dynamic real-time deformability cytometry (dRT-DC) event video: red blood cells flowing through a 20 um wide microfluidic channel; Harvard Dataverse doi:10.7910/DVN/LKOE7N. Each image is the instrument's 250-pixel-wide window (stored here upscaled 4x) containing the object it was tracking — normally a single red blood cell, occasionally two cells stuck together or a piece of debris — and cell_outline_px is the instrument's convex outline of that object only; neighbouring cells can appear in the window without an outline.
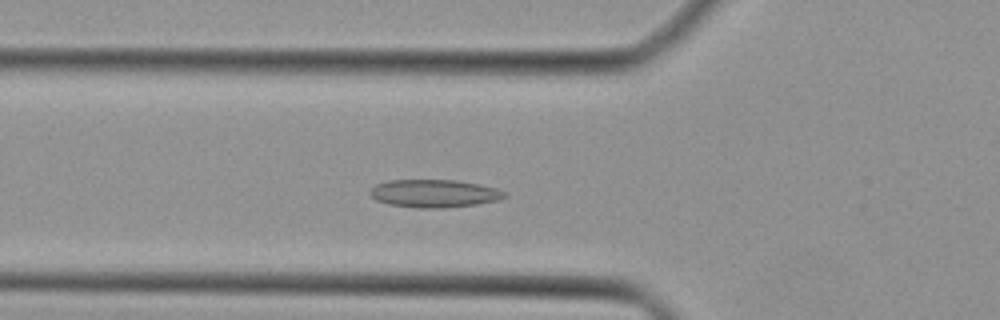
{"species": "Egyptian fruit bat (a non-hibernating species)", "species_latin": "Rousettus aegyptiacus", "temperature_condition": "cold", "stored_images_in_passage": 27, "camera_frame_rate_fps": 3000, "um_per_image_px": 0.085, "animal": {"sex": "female"}, "frame": {"image": 1, "passage_image": 12, "time_ms": 3.667, "image_size_px": [1000, 320], "cell_outline_px": [[508, 196], [500, 200], [476, 204], [444, 208], [420, 208], [388, 204], [376, 200], [368, 192], [376, 184], [388, 180], [456, 180], [480, 184], [496, 188], [508, 192]], "centroid_in_image_um": [36.95, 16.44], "position_along_channel_um": 88.9, "area_um2": 22.02}}
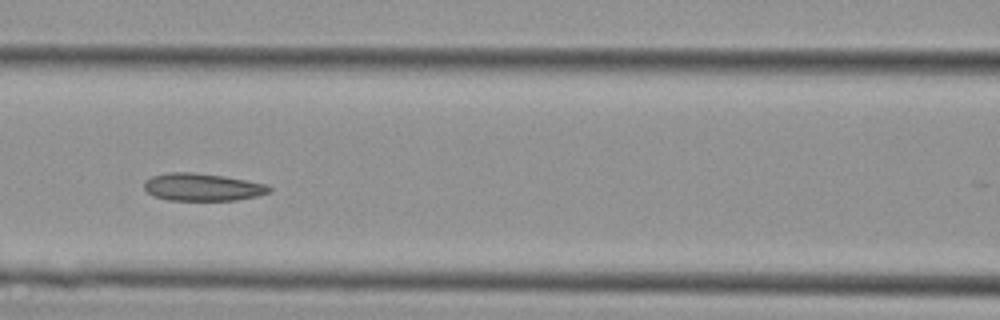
{"frame": {"image": 2, "passage_image": 16, "time_ms": 5.0, "image_size_px": [1000, 320], "cell_outline_px": [[272, 192], [256, 196], [236, 200], [168, 200], [156, 196], [148, 192], [144, 188], [144, 180], [152, 176], [168, 172], [192, 172], [224, 176], [264, 184], [272, 188]], "centroid_in_image_um": [17.19, 15.9], "position_along_channel_um": 149.4, "area_um2": 19.94}}
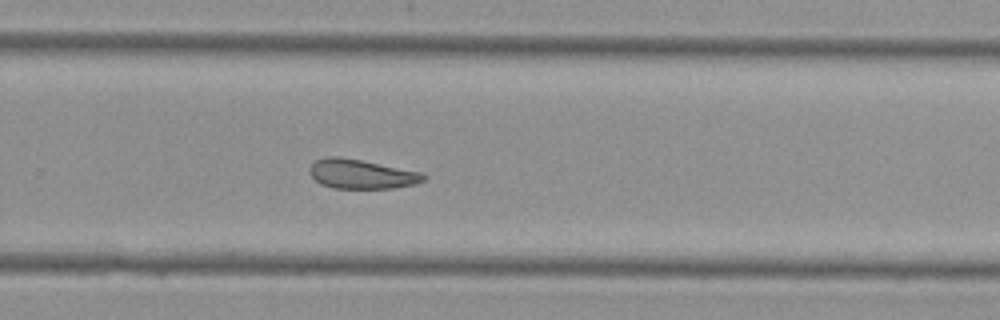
{"frame": {"image": 3, "passage_image": 26, "time_ms": 8.333, "image_size_px": [1000, 320], "cell_outline_px": [[428, 176], [424, 180], [416, 184], [396, 188], [332, 188], [320, 184], [308, 172], [308, 168], [316, 160], [324, 156], [340, 156], [424, 172]], "centroid_in_image_um": [30.74, 14.79], "position_along_channel_um": 299.1, "area_um2": 19.83}}